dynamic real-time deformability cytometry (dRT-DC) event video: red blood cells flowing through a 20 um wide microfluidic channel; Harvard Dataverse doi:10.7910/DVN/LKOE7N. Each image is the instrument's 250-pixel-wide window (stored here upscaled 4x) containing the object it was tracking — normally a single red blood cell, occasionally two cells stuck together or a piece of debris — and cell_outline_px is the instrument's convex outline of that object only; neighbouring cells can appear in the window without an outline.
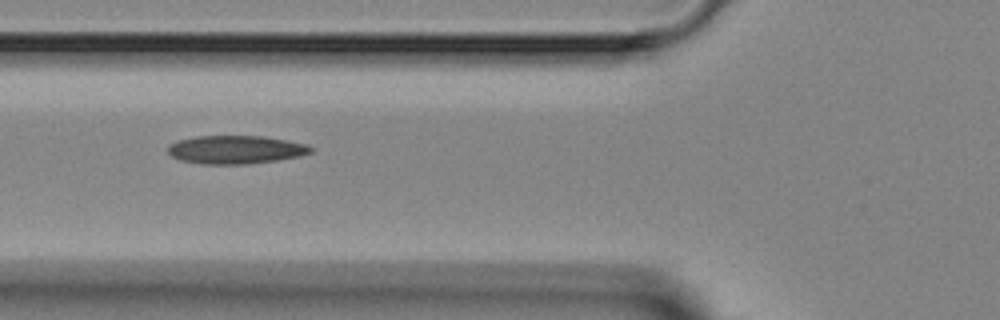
{"species": "Egyptian fruit bat (a non-hibernating species)", "species_latin": "Rousettus aegyptiacus", "temperature_condition": "room temperature", "stored_images_in_passage": 7, "camera_frame_rate_fps": 3000, "um_per_image_px": 0.085, "animal": {"sex": "female"}, "frame": {"image": 1, "passage_image": 3, "time_ms": 4.0, "image_size_px": [1000, 320], "cell_outline_px": [[312, 152], [300, 156], [280, 160], [248, 164], [204, 164], [180, 160], [172, 156], [168, 152], [168, 144], [176, 140], [196, 136], [264, 136], [308, 144], [312, 148]], "centroid_in_image_um": [20.03, 12.72], "position_along_channel_um": 105.8, "area_um2": 23.76}}
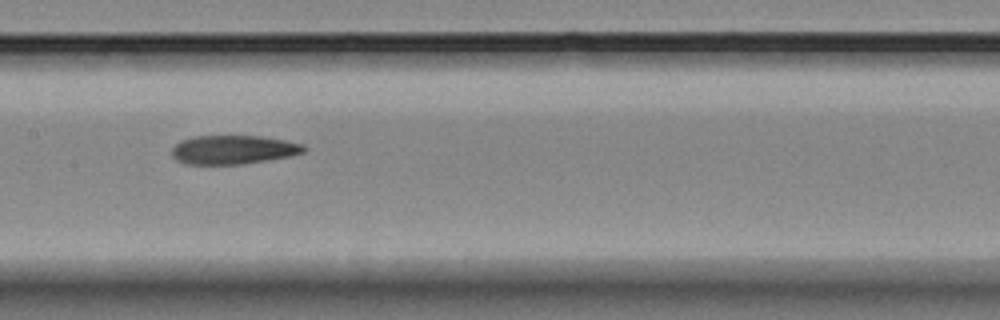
{"frame": {"image": 2, "passage_image": 5, "time_ms": 6.0, "image_size_px": [1000, 320], "cell_outline_px": [[308, 148], [304, 152], [292, 156], [244, 164], [184, 164], [176, 160], [172, 156], [172, 148], [180, 140], [192, 136], [260, 136], [284, 140], [304, 144]], "centroid_in_image_um": [19.84, 12.73], "position_along_channel_um": 187.6, "area_um2": 22.43}}
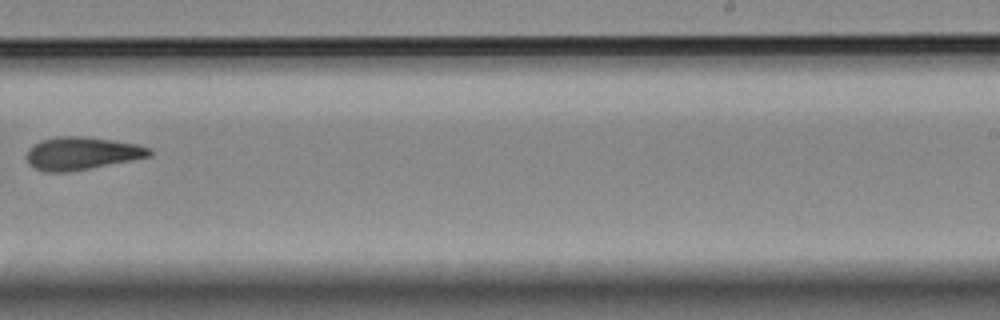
{"frame": {"image": 3, "passage_image": 7, "time_ms": 8.333, "image_size_px": [1000, 320], "cell_outline_px": [[152, 156], [132, 160], [88, 168], [64, 172], [44, 172], [28, 164], [28, 148], [32, 144], [40, 140], [60, 136], [84, 136], [112, 140], [136, 144], [152, 148]], "centroid_in_image_um": [6.95, 13.02], "position_along_channel_um": 282.1, "area_um2": 23.35}}